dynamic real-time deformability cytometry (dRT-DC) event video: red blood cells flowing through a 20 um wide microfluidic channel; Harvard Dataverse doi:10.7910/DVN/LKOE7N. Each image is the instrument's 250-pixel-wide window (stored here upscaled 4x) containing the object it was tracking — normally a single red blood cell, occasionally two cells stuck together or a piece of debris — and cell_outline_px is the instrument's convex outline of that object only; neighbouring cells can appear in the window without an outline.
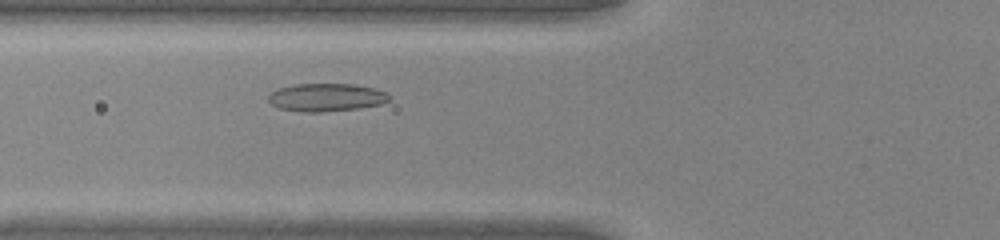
{"species": "common noctule bat (a hibernating species)", "species_latin": "Nyctalus noctula", "temperature_condition": "warm", "stored_images_in_passage": 33, "camera_frame_rate_fps": 3000, "um_per_image_px": 0.085, "animal": {"sex": "male", "body_mass_g": 20.0, "forearm_length_mm": 53.3}, "frame": {"image": 1, "passage_image": 8, "time_ms": 2.333, "image_size_px": [1000, 240], "cell_outline_px": [[388, 100], [380, 104], [360, 108], [324, 112], [304, 112], [280, 108], [272, 104], [268, 100], [268, 96], [272, 92], [280, 88], [292, 84], [352, 84], [376, 88], [384, 92], [388, 96]], "centroid_in_image_um": [27.72, 8.28], "position_along_channel_um": 98.1, "area_um2": 19.54}}
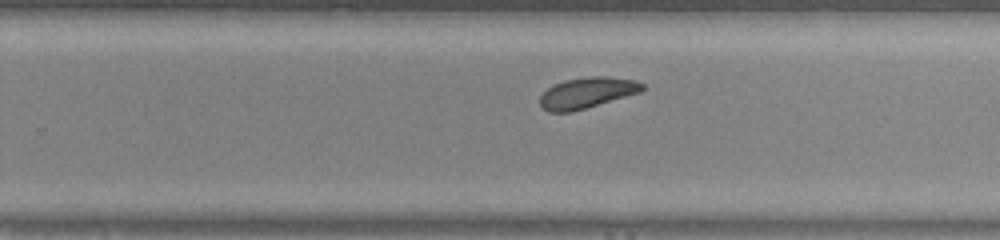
{"frame": {"image": 2, "passage_image": 21, "time_ms": 6.667, "image_size_px": [1000, 240], "cell_outline_px": [[644, 88], [640, 92], [572, 112], [548, 112], [540, 104], [540, 96], [548, 88], [564, 80], [588, 76], [604, 76], [636, 80], [644, 84]], "centroid_in_image_um": [49.9, 7.88], "position_along_channel_um": 279.9, "area_um2": 18.26}}
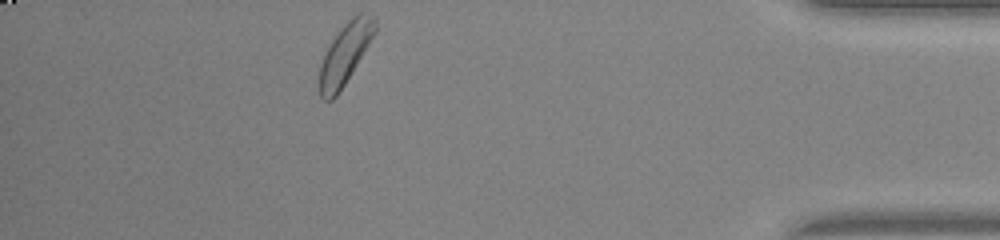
{"frame": {"image": 3, "passage_image": 33, "time_ms": 10.667, "image_size_px": [1000, 240], "cell_outline_px": [[376, 32], [344, 84], [336, 96], [332, 100], [324, 100], [320, 96], [316, 88], [316, 80], [320, 64], [332, 40], [340, 28], [352, 16], [360, 12], [372, 12], [376, 16]], "centroid_in_image_um": [29.31, 4.56], "position_along_channel_um": 405.9, "area_um2": 20.0}, "authors_computed_cell_mechanics": {"area_um2": 18.7272, "velocity_mm_per_s": 4.2026, "shape_relaxation_time_tau1_ms": 2.1664, "shape_relaxation_time_tau2_ms": 4.339, "deformation_change_tau1": 0.0673, "deformation_change_tau2": 0.1059}}